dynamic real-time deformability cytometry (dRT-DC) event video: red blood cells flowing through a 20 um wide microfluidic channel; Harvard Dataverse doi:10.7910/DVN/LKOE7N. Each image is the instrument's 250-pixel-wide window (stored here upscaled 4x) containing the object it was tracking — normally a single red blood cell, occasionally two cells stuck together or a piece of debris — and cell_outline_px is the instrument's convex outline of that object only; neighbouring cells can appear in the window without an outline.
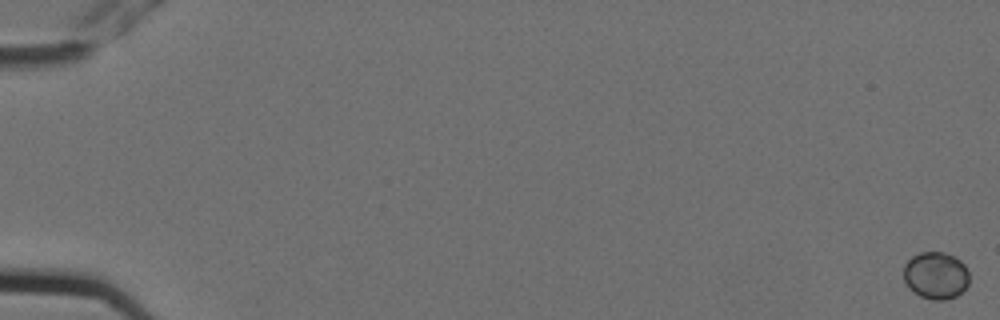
{"species": "Egyptian fruit bat (a non-hibernating species)", "species_latin": "Rousettus aegyptiacus", "temperature_condition": "cold", "stored_images_in_passage": 5, "camera_frame_rate_fps": 3000, "um_per_image_px": 0.085, "animal": {"sex": "female"}, "frame": {"image": 1, "passage_image": 1, "time_ms": 0.0, "image_size_px": [1000, 320], "cell_outline_px": [[968, 284], [956, 296], [944, 300], [932, 300], [920, 296], [912, 292], [908, 288], [904, 280], [904, 264], [912, 256], [920, 252], [944, 252], [956, 256], [964, 264], [968, 272]], "centroid_in_image_um": [79.52, 23.4], "position_along_channel_um": 5.5, "area_um2": 18.21}}
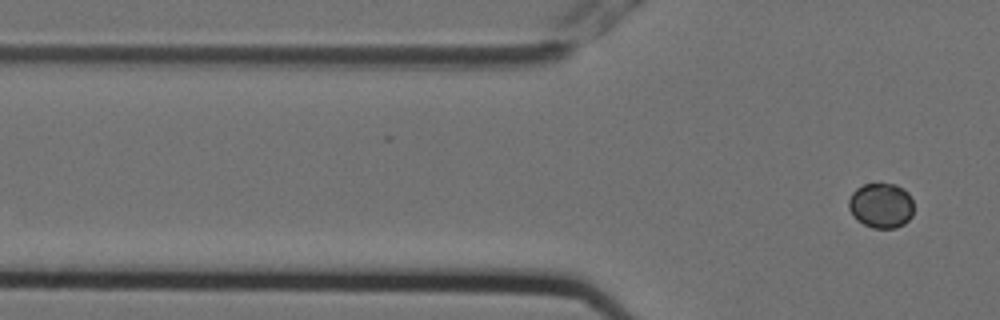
{"frame": {"image": 2, "passage_image": 5, "time_ms": 1.333, "image_size_px": [1000, 320], "cell_outline_px": [[912, 216], [904, 224], [896, 228], [872, 228], [856, 220], [848, 208], [848, 200], [852, 192], [856, 188], [864, 184], [896, 184], [904, 188], [908, 192], [912, 200]], "centroid_in_image_um": [74.88, 17.47], "position_along_channel_um": 50.9, "area_um2": 17.22}}